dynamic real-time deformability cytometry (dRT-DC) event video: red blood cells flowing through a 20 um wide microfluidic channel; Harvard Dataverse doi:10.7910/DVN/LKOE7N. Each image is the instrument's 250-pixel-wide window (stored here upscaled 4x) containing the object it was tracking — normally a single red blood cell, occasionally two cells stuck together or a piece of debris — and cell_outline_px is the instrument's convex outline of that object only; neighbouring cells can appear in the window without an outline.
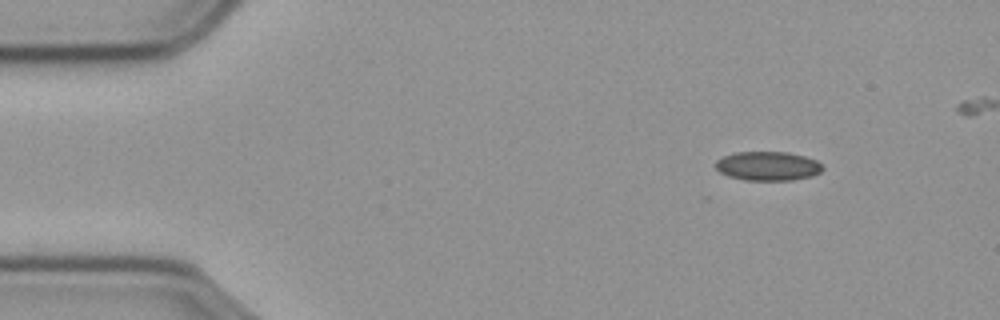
{"species": "common noctule bat (a hibernating species)", "species_latin": "Nyctalus noctula", "temperature_condition": "cold", "stored_images_in_passage": 45, "camera_frame_rate_fps": 3000, "um_per_image_px": 0.085, "animal": {"sex": "male", "body_mass_g": 23.1, "forearm_length_mm": 52.7}, "frame": {"image": 1, "passage_image": 1, "time_ms": 0.0, "image_size_px": [1000, 320], "cell_outline_px": [[824, 168], [820, 172], [812, 176], [792, 180], [744, 180], [728, 176], [720, 172], [716, 168], [716, 160], [724, 156], [736, 152], [788, 152], [804, 156], [816, 160]], "centroid_in_image_um": [65.26, 14.11], "position_along_channel_um": 19.7, "area_um2": 18.09}}
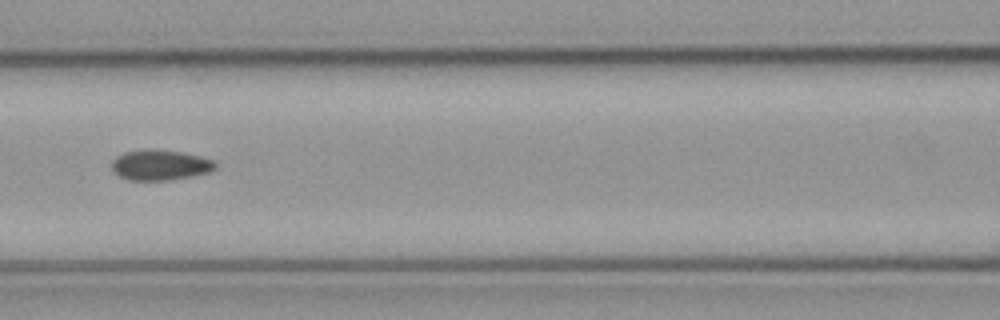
{"frame": {"image": 2, "passage_image": 19, "time_ms": 6.0, "image_size_px": [1000, 320], "cell_outline_px": [[216, 168], [208, 172], [192, 176], [168, 180], [128, 180], [120, 176], [112, 168], [112, 160], [116, 156], [124, 152], [152, 148], [180, 152], [200, 156], [212, 160], [216, 164]], "centroid_in_image_um": [13.6, 14.02], "position_along_channel_um": 153.0, "area_um2": 18.26}}
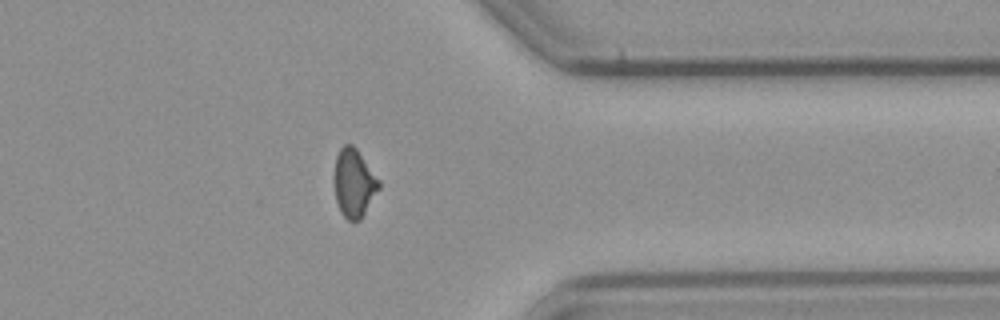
{"frame": {"image": 3, "passage_image": 39, "time_ms": 12.667, "image_size_px": [1000, 320], "cell_outline_px": [[380, 188], [360, 220], [348, 220], [340, 212], [336, 200], [336, 156], [340, 148], [344, 144], [352, 144], [356, 148], [380, 180]], "centroid_in_image_um": [30.12, 15.56], "position_along_channel_um": 381.3, "area_um2": 17.4}}